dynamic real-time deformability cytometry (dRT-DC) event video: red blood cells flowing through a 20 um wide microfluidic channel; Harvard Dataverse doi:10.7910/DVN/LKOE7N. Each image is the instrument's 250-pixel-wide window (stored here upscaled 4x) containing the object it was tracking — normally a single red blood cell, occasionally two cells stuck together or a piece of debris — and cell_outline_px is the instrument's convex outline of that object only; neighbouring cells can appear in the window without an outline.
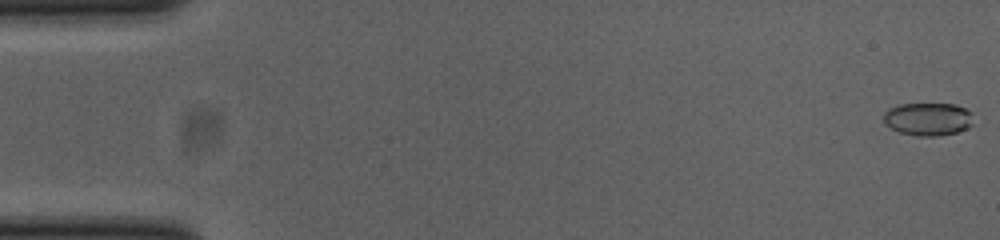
{"species": "common noctule bat (a hibernating species)", "species_latin": "Nyctalus noctula", "temperature_condition": "cold", "stored_images_in_passage": 53, "camera_frame_rate_fps": 3000, "um_per_image_px": 0.085, "animal": {"sex": "female", "body_mass_g": 23.0, "forearm_length_mm": 53.4}, "frame": {"image": 1, "passage_image": 1, "time_ms": 0.0, "image_size_px": [1000, 240], "cell_outline_px": [[972, 124], [968, 128], [956, 132], [936, 136], [916, 136], [900, 132], [884, 124], [884, 112], [888, 108], [900, 104], [952, 104], [964, 108], [972, 112]], "centroid_in_image_um": [78.87, 10.12], "position_along_channel_um": 6.1, "area_um2": 17.22}}
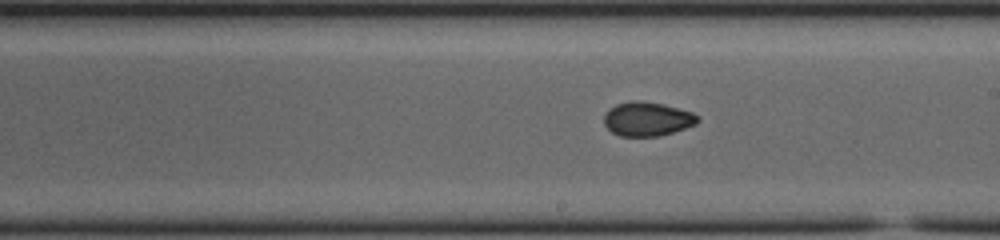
{"frame": {"image": 2, "passage_image": 30, "time_ms": 9.667, "image_size_px": [1000, 240], "cell_outline_px": [[700, 120], [696, 124], [660, 136], [620, 136], [612, 132], [604, 124], [604, 116], [608, 108], [616, 104], [632, 100], [640, 100], [664, 104], [692, 112], [700, 116]], "centroid_in_image_um": [55.01, 10.1], "position_along_channel_um": 234.0, "area_um2": 18.73}}
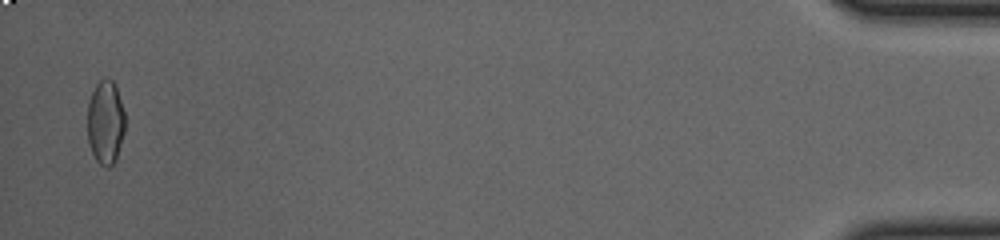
{"frame": {"image": 3, "passage_image": 52, "time_ms": 17.0, "image_size_px": [1000, 240], "cell_outline_px": [[124, 132], [116, 160], [108, 168], [100, 164], [96, 160], [88, 144], [88, 100], [96, 84], [104, 76], [108, 76], [116, 84], [124, 112]], "centroid_in_image_um": [8.96, 10.36], "position_along_channel_um": 426.2, "area_um2": 18.55}, "authors_computed_cell_mechanics": {"area_um2": 18.5538, "velocity_mm_per_s": 3.8833, "shape_relaxation_time_tau1_ms": null, "shape_relaxation_time_tau2_ms": 1.953, "deformation_change_tau1": null, "deformation_change_tau2": 0.0525}}